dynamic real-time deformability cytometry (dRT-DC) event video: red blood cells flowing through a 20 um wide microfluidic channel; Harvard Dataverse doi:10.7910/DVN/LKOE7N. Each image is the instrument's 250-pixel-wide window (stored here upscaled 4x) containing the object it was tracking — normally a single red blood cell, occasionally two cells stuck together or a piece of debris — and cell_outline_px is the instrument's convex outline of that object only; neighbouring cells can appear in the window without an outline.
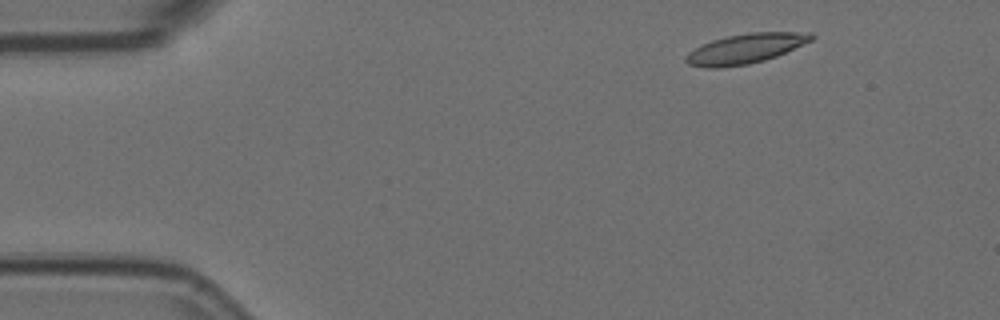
{"species": "Egyptian fruit bat (a non-hibernating species)", "species_latin": "Rousettus aegyptiacus", "temperature_condition": "room temperature", "stored_images_in_passage": 5, "camera_frame_rate_fps": 3000, "um_per_image_px": 0.085, "animal": {"sex": "female"}, "frame": {"image": 1, "passage_image": 1, "time_ms": 0.0, "image_size_px": [1000, 320], "cell_outline_px": [[816, 36], [812, 40], [776, 56], [764, 60], [748, 64], [720, 68], [708, 68], [688, 64], [684, 60], [684, 56], [688, 52], [712, 40], [728, 36], [752, 32], [812, 32]], "centroid_in_image_um": [63.36, 4.13], "position_along_channel_um": 21.6, "area_um2": 21.68}}
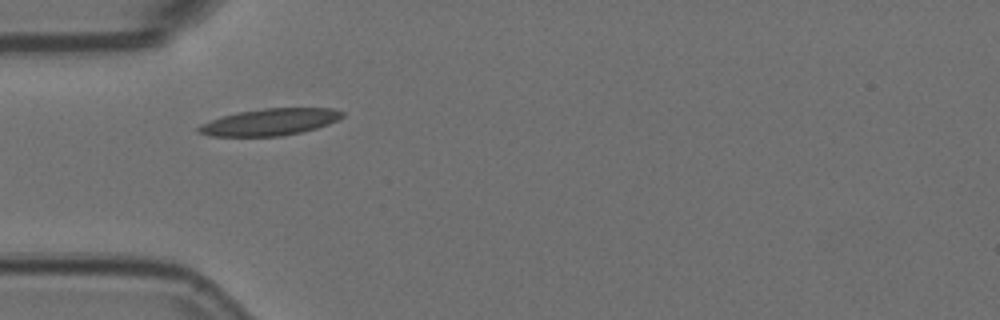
{"frame": {"image": 2, "passage_image": 4, "time_ms": 1.0, "image_size_px": [1000, 320], "cell_outline_px": [[344, 116], [328, 124], [316, 128], [300, 132], [280, 136], [208, 136], [196, 132], [196, 128], [200, 124], [236, 112], [264, 108], [332, 108], [344, 112]], "centroid_in_image_um": [22.91, 10.37], "position_along_channel_um": 62.1, "area_um2": 22.37}}
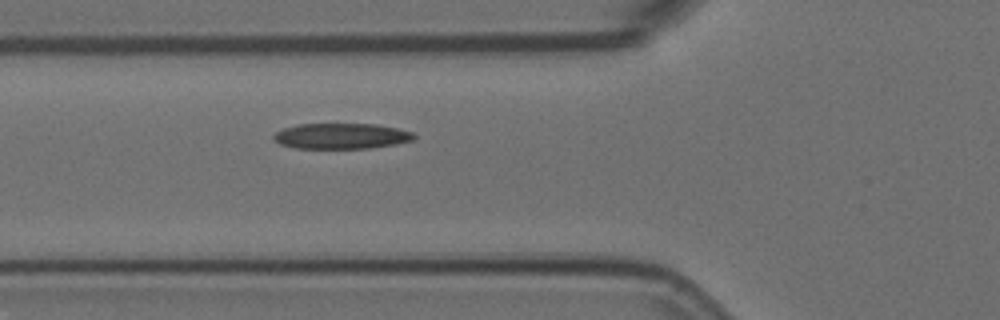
{"frame": {"image": 3, "passage_image": 5, "time_ms": 1.333, "image_size_px": [1000, 320], "cell_outline_px": [[416, 136], [412, 140], [396, 144], [368, 148], [296, 148], [280, 144], [272, 136], [276, 132], [284, 128], [296, 124], [376, 124], [396, 128], [412, 132]], "centroid_in_image_um": [29.0, 11.56], "position_along_channel_um": 96.8, "area_um2": 20.81}}